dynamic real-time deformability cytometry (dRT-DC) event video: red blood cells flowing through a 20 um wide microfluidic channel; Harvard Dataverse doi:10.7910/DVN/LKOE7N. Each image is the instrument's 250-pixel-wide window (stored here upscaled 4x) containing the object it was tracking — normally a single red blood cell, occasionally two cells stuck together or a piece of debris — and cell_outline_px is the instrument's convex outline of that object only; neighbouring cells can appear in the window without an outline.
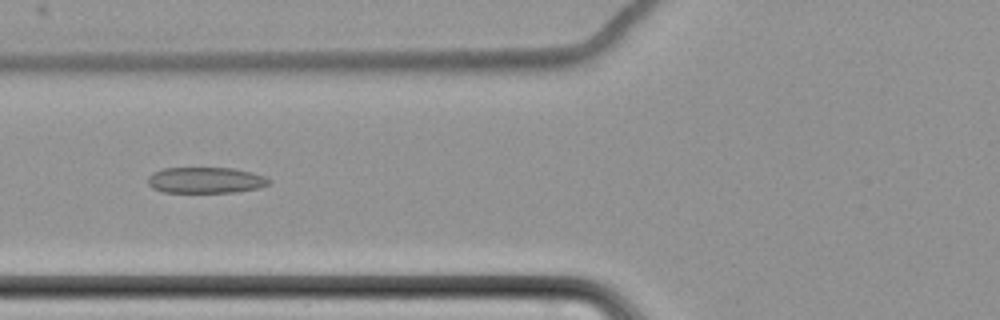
{"species": "common noctule bat (a hibernating species)", "species_latin": "Nyctalus noctula", "temperature_condition": "cold", "stored_images_in_passage": 16, "camera_frame_rate_fps": 3000, "um_per_image_px": 0.085, "animal": {"sex": "female", "body_mass_g": 22.7, "forearm_length_mm": 54.2}, "frame": {"image": 1, "passage_image": 7, "time_ms": 8.667, "image_size_px": [1000, 320], "cell_outline_px": [[272, 180], [268, 184], [260, 188], [236, 192], [164, 192], [152, 188], [148, 184], [148, 176], [152, 172], [164, 168], [232, 168], [252, 172], [264, 176]], "centroid_in_image_um": [17.48, 15.31], "position_along_channel_um": 108.3, "area_um2": 18.44}}
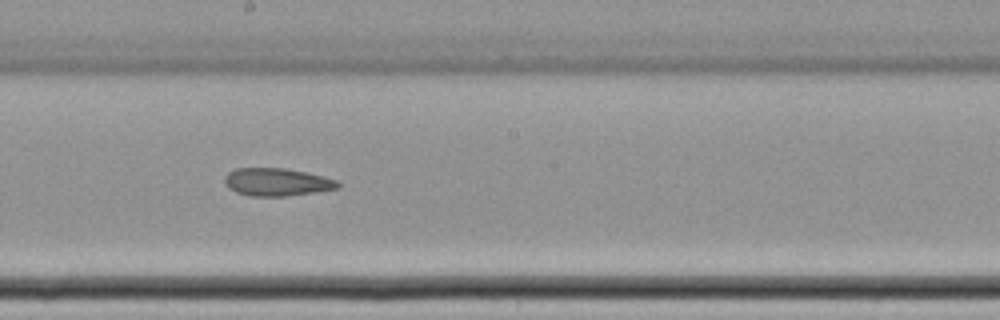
{"frame": {"image": 2, "passage_image": 10, "time_ms": 12.0, "image_size_px": [1000, 320], "cell_outline_px": [[340, 188], [316, 192], [284, 196], [248, 196], [236, 192], [228, 188], [224, 184], [224, 176], [228, 172], [236, 168], [284, 168], [308, 172], [336, 180], [340, 184]], "centroid_in_image_um": [23.51, 15.47], "position_along_channel_um": 224.7, "area_um2": 18.5}}
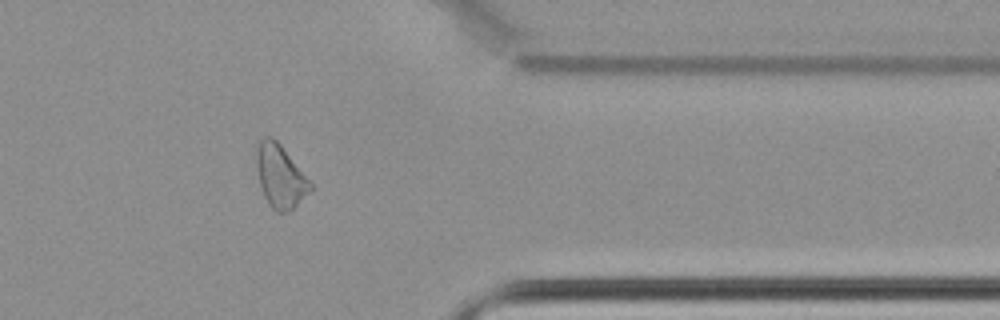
{"frame": {"image": 3, "passage_image": 14, "time_ms": 17.0, "image_size_px": [1000, 320], "cell_outline_px": [[312, 188], [292, 208], [284, 212], [276, 212], [268, 204], [264, 196], [260, 184], [256, 168], [256, 148], [260, 140], [264, 136], [268, 136], [276, 140], [280, 144], [312, 184]], "centroid_in_image_um": [23.77, 14.96], "position_along_channel_um": 387.6, "area_um2": 19.31}, "authors_computed_cell_mechanics": {"area_um2": 20.0566, "velocity_mm_per_s": 3.4968, "shape_relaxation_time_tau1_ms": null, "shape_relaxation_time_tau2_ms": 3.7718, "deformation_change_tau1": null, "deformation_change_tau2": 0.0962}}